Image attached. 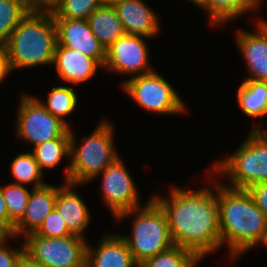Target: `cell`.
Listing matches in <instances>:
<instances>
[{
	"instance_id": "1",
	"label": "cell",
	"mask_w": 267,
	"mask_h": 267,
	"mask_svg": "<svg viewBox=\"0 0 267 267\" xmlns=\"http://www.w3.org/2000/svg\"><path fill=\"white\" fill-rule=\"evenodd\" d=\"M198 191L172 187L170 198H152L165 211L174 245L196 253L201 259L221 247L217 184Z\"/></svg>"
},
{
	"instance_id": "2",
	"label": "cell",
	"mask_w": 267,
	"mask_h": 267,
	"mask_svg": "<svg viewBox=\"0 0 267 267\" xmlns=\"http://www.w3.org/2000/svg\"><path fill=\"white\" fill-rule=\"evenodd\" d=\"M221 246L228 243L235 259L260 242L267 232V219L245 189L217 184Z\"/></svg>"
},
{
	"instance_id": "3",
	"label": "cell",
	"mask_w": 267,
	"mask_h": 267,
	"mask_svg": "<svg viewBox=\"0 0 267 267\" xmlns=\"http://www.w3.org/2000/svg\"><path fill=\"white\" fill-rule=\"evenodd\" d=\"M3 46L11 71L53 64L57 46L53 14L29 12Z\"/></svg>"
},
{
	"instance_id": "4",
	"label": "cell",
	"mask_w": 267,
	"mask_h": 267,
	"mask_svg": "<svg viewBox=\"0 0 267 267\" xmlns=\"http://www.w3.org/2000/svg\"><path fill=\"white\" fill-rule=\"evenodd\" d=\"M71 164L66 167L65 181L75 186L83 184L95 177L115 161L119 155L113 145L112 124L102 121L83 143L77 148V142L70 130Z\"/></svg>"
},
{
	"instance_id": "5",
	"label": "cell",
	"mask_w": 267,
	"mask_h": 267,
	"mask_svg": "<svg viewBox=\"0 0 267 267\" xmlns=\"http://www.w3.org/2000/svg\"><path fill=\"white\" fill-rule=\"evenodd\" d=\"M139 209L127 210L115 218L123 220L138 212L133 221L132 236H123L138 264L174 245L168 218L161 206L151 198L141 211Z\"/></svg>"
},
{
	"instance_id": "6",
	"label": "cell",
	"mask_w": 267,
	"mask_h": 267,
	"mask_svg": "<svg viewBox=\"0 0 267 267\" xmlns=\"http://www.w3.org/2000/svg\"><path fill=\"white\" fill-rule=\"evenodd\" d=\"M215 174L229 175L230 186L245 189L267 181V131L253 129L233 155L212 167ZM220 172V173H219Z\"/></svg>"
},
{
	"instance_id": "7",
	"label": "cell",
	"mask_w": 267,
	"mask_h": 267,
	"mask_svg": "<svg viewBox=\"0 0 267 267\" xmlns=\"http://www.w3.org/2000/svg\"><path fill=\"white\" fill-rule=\"evenodd\" d=\"M24 241L25 253L45 267H86L88 242L84 237L48 238L34 232Z\"/></svg>"
},
{
	"instance_id": "8",
	"label": "cell",
	"mask_w": 267,
	"mask_h": 267,
	"mask_svg": "<svg viewBox=\"0 0 267 267\" xmlns=\"http://www.w3.org/2000/svg\"><path fill=\"white\" fill-rule=\"evenodd\" d=\"M122 87L141 108L146 110L172 115L185 109V103L176 90L156 71L131 77L128 81H124Z\"/></svg>"
},
{
	"instance_id": "9",
	"label": "cell",
	"mask_w": 267,
	"mask_h": 267,
	"mask_svg": "<svg viewBox=\"0 0 267 267\" xmlns=\"http://www.w3.org/2000/svg\"><path fill=\"white\" fill-rule=\"evenodd\" d=\"M17 114V135L37 146L58 137H70V127L48 112L36 99L23 95Z\"/></svg>"
},
{
	"instance_id": "10",
	"label": "cell",
	"mask_w": 267,
	"mask_h": 267,
	"mask_svg": "<svg viewBox=\"0 0 267 267\" xmlns=\"http://www.w3.org/2000/svg\"><path fill=\"white\" fill-rule=\"evenodd\" d=\"M143 37L124 34L106 49L103 67L119 74H134L132 77L154 71L148 63V45Z\"/></svg>"
},
{
	"instance_id": "11",
	"label": "cell",
	"mask_w": 267,
	"mask_h": 267,
	"mask_svg": "<svg viewBox=\"0 0 267 267\" xmlns=\"http://www.w3.org/2000/svg\"><path fill=\"white\" fill-rule=\"evenodd\" d=\"M102 195L114 218L122 212L140 208L138 192L131 175L118 157L103 172Z\"/></svg>"
},
{
	"instance_id": "12",
	"label": "cell",
	"mask_w": 267,
	"mask_h": 267,
	"mask_svg": "<svg viewBox=\"0 0 267 267\" xmlns=\"http://www.w3.org/2000/svg\"><path fill=\"white\" fill-rule=\"evenodd\" d=\"M57 31V45L74 49L94 58L102 67L106 50L92 33L88 20L54 18Z\"/></svg>"
},
{
	"instance_id": "13",
	"label": "cell",
	"mask_w": 267,
	"mask_h": 267,
	"mask_svg": "<svg viewBox=\"0 0 267 267\" xmlns=\"http://www.w3.org/2000/svg\"><path fill=\"white\" fill-rule=\"evenodd\" d=\"M256 33H237V44L246 61L250 77L246 80L267 82V22L259 21Z\"/></svg>"
},
{
	"instance_id": "14",
	"label": "cell",
	"mask_w": 267,
	"mask_h": 267,
	"mask_svg": "<svg viewBox=\"0 0 267 267\" xmlns=\"http://www.w3.org/2000/svg\"><path fill=\"white\" fill-rule=\"evenodd\" d=\"M86 267H139L121 235L104 236L96 250L87 244Z\"/></svg>"
},
{
	"instance_id": "15",
	"label": "cell",
	"mask_w": 267,
	"mask_h": 267,
	"mask_svg": "<svg viewBox=\"0 0 267 267\" xmlns=\"http://www.w3.org/2000/svg\"><path fill=\"white\" fill-rule=\"evenodd\" d=\"M57 187L46 184L33 188L24 216L15 224L13 235L34 233L43 223L46 216L55 208Z\"/></svg>"
},
{
	"instance_id": "16",
	"label": "cell",
	"mask_w": 267,
	"mask_h": 267,
	"mask_svg": "<svg viewBox=\"0 0 267 267\" xmlns=\"http://www.w3.org/2000/svg\"><path fill=\"white\" fill-rule=\"evenodd\" d=\"M53 64L61 80L74 85L87 81L102 67L94 58L62 45L56 46Z\"/></svg>"
},
{
	"instance_id": "17",
	"label": "cell",
	"mask_w": 267,
	"mask_h": 267,
	"mask_svg": "<svg viewBox=\"0 0 267 267\" xmlns=\"http://www.w3.org/2000/svg\"><path fill=\"white\" fill-rule=\"evenodd\" d=\"M126 34L152 38L159 31V19L142 0H124L113 6Z\"/></svg>"
},
{
	"instance_id": "18",
	"label": "cell",
	"mask_w": 267,
	"mask_h": 267,
	"mask_svg": "<svg viewBox=\"0 0 267 267\" xmlns=\"http://www.w3.org/2000/svg\"><path fill=\"white\" fill-rule=\"evenodd\" d=\"M72 187L74 184L69 182L57 187L55 209L61 214L72 234L84 237V231L91 219L90 210Z\"/></svg>"
},
{
	"instance_id": "19",
	"label": "cell",
	"mask_w": 267,
	"mask_h": 267,
	"mask_svg": "<svg viewBox=\"0 0 267 267\" xmlns=\"http://www.w3.org/2000/svg\"><path fill=\"white\" fill-rule=\"evenodd\" d=\"M88 23L92 33L106 50L112 43L126 34L123 23L113 6L102 5L89 17Z\"/></svg>"
},
{
	"instance_id": "20",
	"label": "cell",
	"mask_w": 267,
	"mask_h": 267,
	"mask_svg": "<svg viewBox=\"0 0 267 267\" xmlns=\"http://www.w3.org/2000/svg\"><path fill=\"white\" fill-rule=\"evenodd\" d=\"M237 100L243 113L251 118L267 115V82L245 80L237 91Z\"/></svg>"
},
{
	"instance_id": "21",
	"label": "cell",
	"mask_w": 267,
	"mask_h": 267,
	"mask_svg": "<svg viewBox=\"0 0 267 267\" xmlns=\"http://www.w3.org/2000/svg\"><path fill=\"white\" fill-rule=\"evenodd\" d=\"M258 5L260 0H202L198 6L207 10L210 24L220 25L247 11L256 10Z\"/></svg>"
},
{
	"instance_id": "22",
	"label": "cell",
	"mask_w": 267,
	"mask_h": 267,
	"mask_svg": "<svg viewBox=\"0 0 267 267\" xmlns=\"http://www.w3.org/2000/svg\"><path fill=\"white\" fill-rule=\"evenodd\" d=\"M200 259L196 253L173 245L169 249L144 260L139 264V267H195Z\"/></svg>"
},
{
	"instance_id": "23",
	"label": "cell",
	"mask_w": 267,
	"mask_h": 267,
	"mask_svg": "<svg viewBox=\"0 0 267 267\" xmlns=\"http://www.w3.org/2000/svg\"><path fill=\"white\" fill-rule=\"evenodd\" d=\"M33 155L41 171L54 168L63 157L70 156V137H58L33 147Z\"/></svg>"
},
{
	"instance_id": "24",
	"label": "cell",
	"mask_w": 267,
	"mask_h": 267,
	"mask_svg": "<svg viewBox=\"0 0 267 267\" xmlns=\"http://www.w3.org/2000/svg\"><path fill=\"white\" fill-rule=\"evenodd\" d=\"M11 174L16 180L15 184L25 185L33 182V188L46 185L43 182V172L35 160L33 153H22L14 158L11 164Z\"/></svg>"
},
{
	"instance_id": "25",
	"label": "cell",
	"mask_w": 267,
	"mask_h": 267,
	"mask_svg": "<svg viewBox=\"0 0 267 267\" xmlns=\"http://www.w3.org/2000/svg\"><path fill=\"white\" fill-rule=\"evenodd\" d=\"M36 99L48 112L58 117L69 126L64 117L71 114L77 106V95L72 87H54L45 103L38 98Z\"/></svg>"
},
{
	"instance_id": "26",
	"label": "cell",
	"mask_w": 267,
	"mask_h": 267,
	"mask_svg": "<svg viewBox=\"0 0 267 267\" xmlns=\"http://www.w3.org/2000/svg\"><path fill=\"white\" fill-rule=\"evenodd\" d=\"M28 13L23 0H0V45L7 42Z\"/></svg>"
},
{
	"instance_id": "27",
	"label": "cell",
	"mask_w": 267,
	"mask_h": 267,
	"mask_svg": "<svg viewBox=\"0 0 267 267\" xmlns=\"http://www.w3.org/2000/svg\"><path fill=\"white\" fill-rule=\"evenodd\" d=\"M2 195L7 206L9 220L15 225L24 216L30 192L23 185L9 183L2 187Z\"/></svg>"
},
{
	"instance_id": "28",
	"label": "cell",
	"mask_w": 267,
	"mask_h": 267,
	"mask_svg": "<svg viewBox=\"0 0 267 267\" xmlns=\"http://www.w3.org/2000/svg\"><path fill=\"white\" fill-rule=\"evenodd\" d=\"M102 5V0H60L58 8L53 12V17L87 20Z\"/></svg>"
},
{
	"instance_id": "29",
	"label": "cell",
	"mask_w": 267,
	"mask_h": 267,
	"mask_svg": "<svg viewBox=\"0 0 267 267\" xmlns=\"http://www.w3.org/2000/svg\"><path fill=\"white\" fill-rule=\"evenodd\" d=\"M48 238H61L71 235L61 214L54 208L35 232Z\"/></svg>"
},
{
	"instance_id": "30",
	"label": "cell",
	"mask_w": 267,
	"mask_h": 267,
	"mask_svg": "<svg viewBox=\"0 0 267 267\" xmlns=\"http://www.w3.org/2000/svg\"><path fill=\"white\" fill-rule=\"evenodd\" d=\"M5 242L0 244V267H16L17 261L25 252L24 244L20 245L21 248L18 250L16 248L6 247Z\"/></svg>"
},
{
	"instance_id": "31",
	"label": "cell",
	"mask_w": 267,
	"mask_h": 267,
	"mask_svg": "<svg viewBox=\"0 0 267 267\" xmlns=\"http://www.w3.org/2000/svg\"><path fill=\"white\" fill-rule=\"evenodd\" d=\"M247 190L267 219V181L255 184Z\"/></svg>"
},
{
	"instance_id": "32",
	"label": "cell",
	"mask_w": 267,
	"mask_h": 267,
	"mask_svg": "<svg viewBox=\"0 0 267 267\" xmlns=\"http://www.w3.org/2000/svg\"><path fill=\"white\" fill-rule=\"evenodd\" d=\"M28 12L52 13L58 8L60 0H23Z\"/></svg>"
},
{
	"instance_id": "33",
	"label": "cell",
	"mask_w": 267,
	"mask_h": 267,
	"mask_svg": "<svg viewBox=\"0 0 267 267\" xmlns=\"http://www.w3.org/2000/svg\"><path fill=\"white\" fill-rule=\"evenodd\" d=\"M0 223L11 233H14L15 225L9 220V214L5 200L2 195V186H0Z\"/></svg>"
},
{
	"instance_id": "34",
	"label": "cell",
	"mask_w": 267,
	"mask_h": 267,
	"mask_svg": "<svg viewBox=\"0 0 267 267\" xmlns=\"http://www.w3.org/2000/svg\"><path fill=\"white\" fill-rule=\"evenodd\" d=\"M11 72V67L3 45H0V83Z\"/></svg>"
},
{
	"instance_id": "35",
	"label": "cell",
	"mask_w": 267,
	"mask_h": 267,
	"mask_svg": "<svg viewBox=\"0 0 267 267\" xmlns=\"http://www.w3.org/2000/svg\"><path fill=\"white\" fill-rule=\"evenodd\" d=\"M16 267H45V266L33 260L27 253L24 252L17 261Z\"/></svg>"
},
{
	"instance_id": "36",
	"label": "cell",
	"mask_w": 267,
	"mask_h": 267,
	"mask_svg": "<svg viewBox=\"0 0 267 267\" xmlns=\"http://www.w3.org/2000/svg\"><path fill=\"white\" fill-rule=\"evenodd\" d=\"M13 238L15 235L11 234L1 223H0V244L7 240V238Z\"/></svg>"
},
{
	"instance_id": "37",
	"label": "cell",
	"mask_w": 267,
	"mask_h": 267,
	"mask_svg": "<svg viewBox=\"0 0 267 267\" xmlns=\"http://www.w3.org/2000/svg\"><path fill=\"white\" fill-rule=\"evenodd\" d=\"M122 1L124 0H102L103 5H106V6H114L115 4L122 2Z\"/></svg>"
},
{
	"instance_id": "38",
	"label": "cell",
	"mask_w": 267,
	"mask_h": 267,
	"mask_svg": "<svg viewBox=\"0 0 267 267\" xmlns=\"http://www.w3.org/2000/svg\"><path fill=\"white\" fill-rule=\"evenodd\" d=\"M189 1L193 2L197 6L202 2V0H189Z\"/></svg>"
},
{
	"instance_id": "39",
	"label": "cell",
	"mask_w": 267,
	"mask_h": 267,
	"mask_svg": "<svg viewBox=\"0 0 267 267\" xmlns=\"http://www.w3.org/2000/svg\"><path fill=\"white\" fill-rule=\"evenodd\" d=\"M262 243L267 247V232L265 233V237Z\"/></svg>"
}]
</instances>
